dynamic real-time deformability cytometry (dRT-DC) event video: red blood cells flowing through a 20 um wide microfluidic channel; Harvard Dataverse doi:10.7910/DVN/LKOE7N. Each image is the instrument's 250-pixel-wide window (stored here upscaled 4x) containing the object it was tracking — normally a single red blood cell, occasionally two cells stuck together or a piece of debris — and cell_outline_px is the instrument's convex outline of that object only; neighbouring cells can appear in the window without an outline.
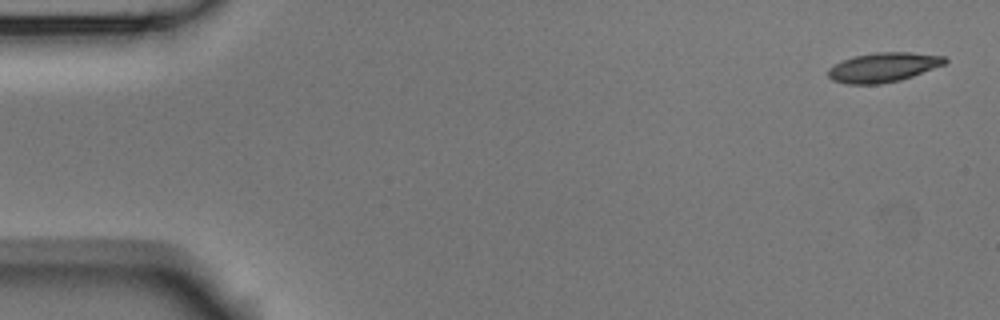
{"species": "Egyptian fruit bat (a non-hibernating species)", "species_latin": "Rousettus aegyptiacus", "temperature_condition": "room temperature", "stored_images_in_passage": 8, "camera_frame_rate_fps": 3000, "um_per_image_px": 0.085, "animal": {"sex": "male"}, "frame": {"image": 1, "passage_image": 1, "time_ms": 0.0, "image_size_px": [1000, 320], "cell_outline_px": [[948, 60], [944, 64], [912, 76], [900, 80], [880, 84], [844, 84], [832, 80], [828, 76], [828, 68], [852, 56], [876, 52], [912, 52], [944, 56]], "centroid_in_image_um": [75.06, 5.72], "position_along_channel_um": 9.9, "area_um2": 20.0}}
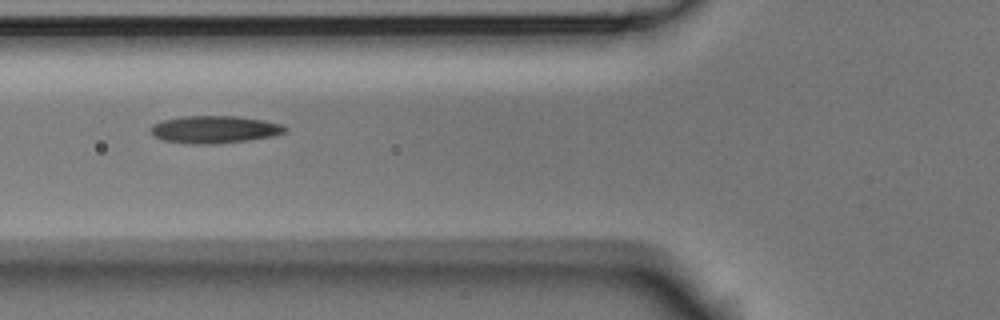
{"frame": {"image": 2, "passage_image": 6, "time_ms": 1.667, "image_size_px": [1000, 320], "cell_outline_px": [[288, 128], [284, 132], [272, 136], [248, 140], [216, 144], [200, 144], [164, 140], [156, 136], [152, 132], [152, 124], [164, 120], [180, 116], [236, 116], [264, 120], [280, 124]], "centroid_in_image_um": [18.26, 10.99], "position_along_channel_um": 107.5, "area_um2": 21.15}}
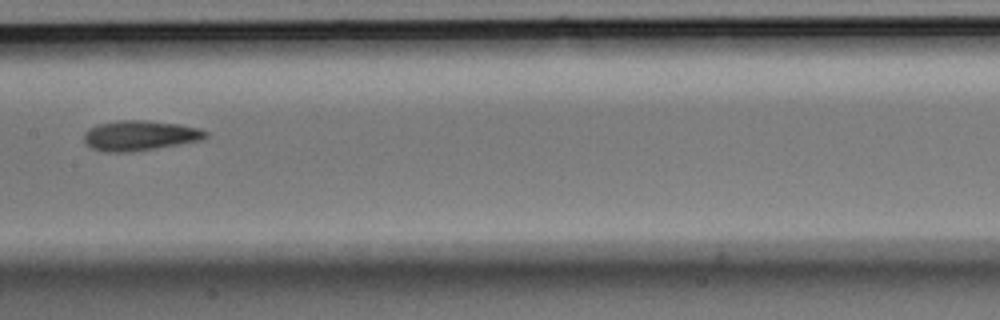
{"frame": {"image": 3, "passage_image": 8, "time_ms": 2.333, "image_size_px": [1000, 320], "cell_outline_px": [[208, 136], [204, 140], [132, 152], [104, 152], [92, 148], [84, 140], [84, 132], [100, 124], [116, 120], [144, 120], [180, 124], [200, 128], [208, 132]], "centroid_in_image_um": [11.94, 11.52], "position_along_channel_um": 195.5, "area_um2": 21.39}}